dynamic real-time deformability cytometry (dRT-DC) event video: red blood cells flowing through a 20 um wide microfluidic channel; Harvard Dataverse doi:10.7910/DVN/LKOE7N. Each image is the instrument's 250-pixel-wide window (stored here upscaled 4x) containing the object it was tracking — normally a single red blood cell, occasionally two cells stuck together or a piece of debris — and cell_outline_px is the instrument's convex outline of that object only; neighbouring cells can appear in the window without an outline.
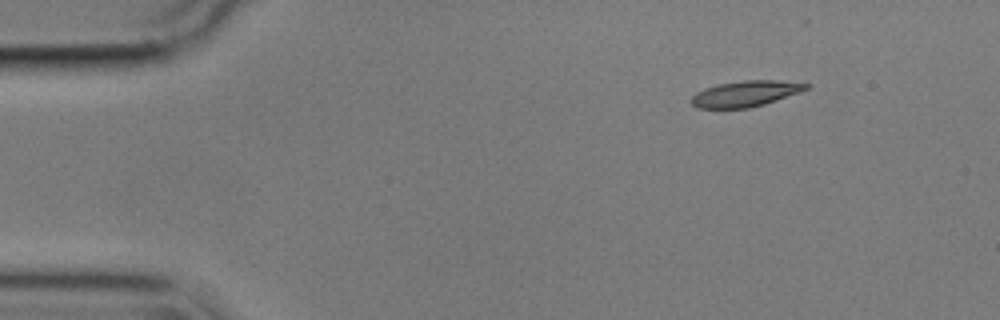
{"species": "common noctule bat (a hibernating species)", "species_latin": "Nyctalus noctula", "temperature_condition": "cold", "stored_images_in_passage": 8, "camera_frame_rate_fps": 3000, "um_per_image_px": 0.085, "animal": {"sex": "male", "body_mass_g": 17.9}, "frame": {"image": 1, "passage_image": 1, "time_ms": 0.0, "image_size_px": [1000, 320], "cell_outline_px": [[812, 84], [808, 88], [800, 92], [764, 104], [748, 108], [696, 108], [688, 100], [696, 92], [704, 88], [716, 84], [744, 80], [776, 80]], "centroid_in_image_um": [63.32, 7.96], "position_along_channel_um": 21.7, "area_um2": 17.4}}